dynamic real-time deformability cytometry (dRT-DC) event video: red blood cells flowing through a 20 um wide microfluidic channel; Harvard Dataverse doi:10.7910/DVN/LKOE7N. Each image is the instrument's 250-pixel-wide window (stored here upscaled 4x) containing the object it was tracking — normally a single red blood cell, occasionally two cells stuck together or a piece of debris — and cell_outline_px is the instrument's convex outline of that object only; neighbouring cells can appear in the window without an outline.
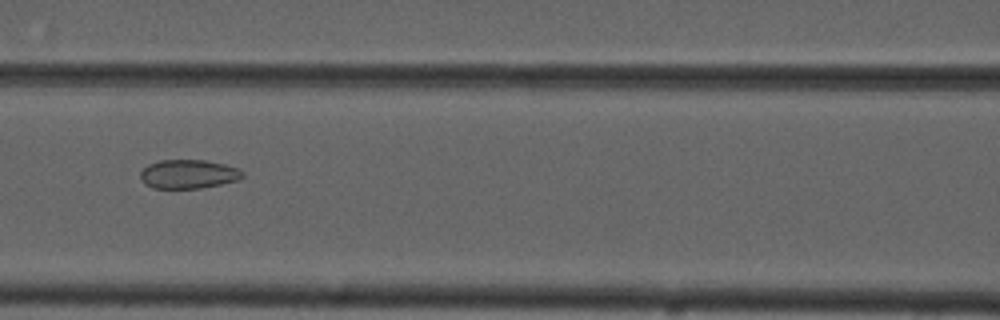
{"species": "common noctule bat (a hibernating species)", "species_latin": "Nyctalus noctula", "temperature_condition": "cold", "stored_images_in_passage": 8, "camera_frame_rate_fps": 3000, "um_per_image_px": 0.085, "animal": {"sex": "male", "forearm_length_mm": 52.5}, "frame": {"image": 1, "passage_image": 6, "time_ms": 6.667, "image_size_px": [1000, 320], "cell_outline_px": [[244, 176], [236, 180], [220, 184], [200, 188], [152, 188], [144, 184], [140, 176], [140, 172], [148, 164], [160, 160], [204, 160], [224, 164], [240, 168], [244, 172]], "centroid_in_image_um": [16.01, 14.79], "position_along_channel_um": 150.6, "area_um2": 17.22}}
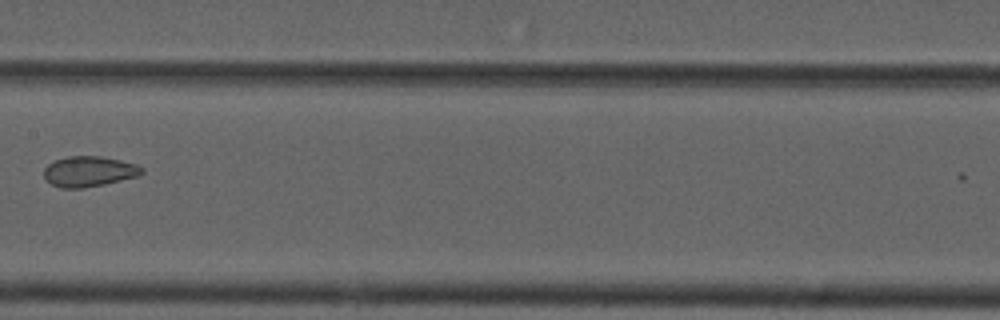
{"frame": {"image": 2, "passage_image": 7, "time_ms": 8.0, "image_size_px": [1000, 320], "cell_outline_px": [[144, 172], [136, 176], [104, 184], [84, 188], [60, 188], [52, 184], [44, 176], [44, 168], [48, 164], [56, 160], [68, 156], [100, 156], [120, 160], [136, 164], [144, 168]], "centroid_in_image_um": [7.56, 14.57], "position_along_channel_um": 199.8, "area_um2": 17.22}}
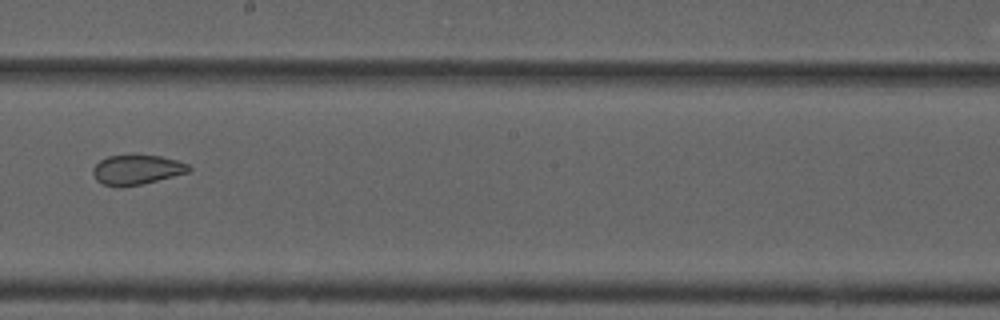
{"frame": {"image": 3, "passage_image": 8, "time_ms": 9.0, "image_size_px": [1000, 320], "cell_outline_px": [[192, 168], [188, 172], [140, 184], [120, 188], [116, 188], [104, 184], [96, 180], [92, 172], [92, 168], [100, 160], [108, 156], [160, 156], [176, 160], [188, 164]], "centroid_in_image_um": [11.58, 14.44], "position_along_channel_um": 236.6, "area_um2": 16.36}}